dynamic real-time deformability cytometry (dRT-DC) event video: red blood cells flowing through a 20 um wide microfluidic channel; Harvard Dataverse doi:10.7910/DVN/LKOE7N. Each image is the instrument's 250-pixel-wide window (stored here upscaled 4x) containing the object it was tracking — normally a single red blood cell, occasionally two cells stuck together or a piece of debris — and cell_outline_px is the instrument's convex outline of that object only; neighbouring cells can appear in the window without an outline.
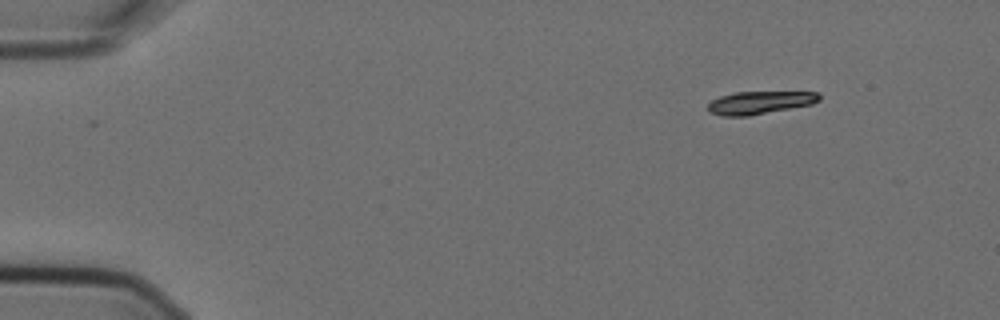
{"species": "Egyptian fruit bat (a non-hibernating species)", "species_latin": "Rousettus aegyptiacus", "temperature_condition": "cold", "stored_images_in_passage": 5, "camera_frame_rate_fps": 3000, "um_per_image_px": 0.085, "animal": {"sex": "female"}, "frame": {"image": 1, "passage_image": 1, "time_ms": 0.0, "image_size_px": [1000, 320], "cell_outline_px": [[820, 100], [812, 104], [748, 116], [724, 116], [708, 112], [708, 104], [712, 100], [720, 96], [736, 92], [820, 92]], "centroid_in_image_um": [64.58, 8.72], "position_along_channel_um": 20.4, "area_um2": 14.74}}
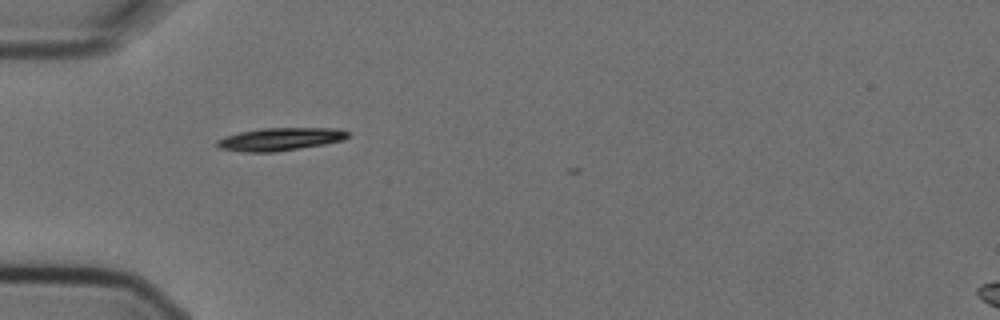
{"frame": {"image": 2, "passage_image": 4, "time_ms": 1.0, "image_size_px": [1000, 320], "cell_outline_px": [[348, 136], [344, 140], [324, 144], [276, 152], [248, 152], [220, 148], [216, 144], [216, 140], [224, 136], [240, 132], [260, 128], [340, 128], [348, 132]], "centroid_in_image_um": [23.82, 11.82], "position_along_channel_um": 61.2, "area_um2": 17.4}}